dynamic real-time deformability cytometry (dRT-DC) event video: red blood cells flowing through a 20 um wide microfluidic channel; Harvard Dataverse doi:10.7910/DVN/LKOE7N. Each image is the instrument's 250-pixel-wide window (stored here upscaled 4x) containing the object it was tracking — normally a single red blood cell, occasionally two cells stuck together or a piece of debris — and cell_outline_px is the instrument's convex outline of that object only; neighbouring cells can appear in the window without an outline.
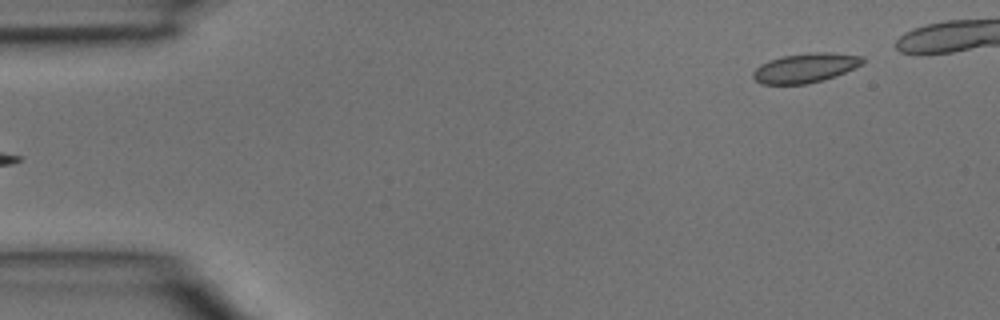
{"species": "common noctule bat (a hibernating species)", "species_latin": "Nyctalus noctula", "temperature_condition": "room temperature", "stored_images_in_passage": 4, "camera_frame_rate_fps": 3000, "um_per_image_px": 0.085, "animal": {"sex": "male", "body_mass_g": 15.6}, "frame": {"image": 1, "passage_image": 4, "time_ms": 1.0, "image_size_px": [1000, 320], "cell_outline_px": [[864, 64], [856, 68], [836, 76], [824, 80], [808, 84], [760, 84], [752, 76], [752, 72], [760, 64], [768, 60], [780, 56], [812, 52], [832, 52], [864, 56]], "centroid_in_image_um": [68.48, 5.76], "position_along_channel_um": 16.5, "area_um2": 19.19}}